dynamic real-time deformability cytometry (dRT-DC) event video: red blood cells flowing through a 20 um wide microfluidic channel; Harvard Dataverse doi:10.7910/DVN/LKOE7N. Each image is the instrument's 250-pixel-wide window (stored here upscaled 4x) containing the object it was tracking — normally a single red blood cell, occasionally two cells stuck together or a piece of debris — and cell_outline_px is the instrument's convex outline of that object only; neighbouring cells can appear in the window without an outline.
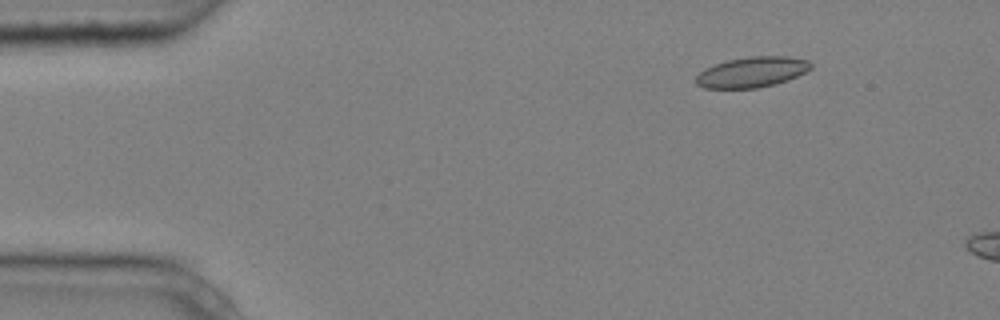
{"species": "common noctule bat (a hibernating species)", "species_latin": "Nyctalus noctula", "temperature_condition": "cold", "stored_images_in_passage": 4, "camera_frame_rate_fps": 3000, "um_per_image_px": 0.085, "animal": {"sex": "male", "body_mass_g": 20.4}, "frame": {"image": 1, "passage_image": 2, "time_ms": 0.333, "image_size_px": [1000, 320], "cell_outline_px": [[812, 68], [788, 80], [756, 88], [704, 88], [696, 84], [696, 76], [704, 68], [728, 60], [748, 56], [788, 56], [808, 60], [812, 64]], "centroid_in_image_um": [63.91, 6.12], "position_along_channel_um": 21.1, "area_um2": 20.29}}